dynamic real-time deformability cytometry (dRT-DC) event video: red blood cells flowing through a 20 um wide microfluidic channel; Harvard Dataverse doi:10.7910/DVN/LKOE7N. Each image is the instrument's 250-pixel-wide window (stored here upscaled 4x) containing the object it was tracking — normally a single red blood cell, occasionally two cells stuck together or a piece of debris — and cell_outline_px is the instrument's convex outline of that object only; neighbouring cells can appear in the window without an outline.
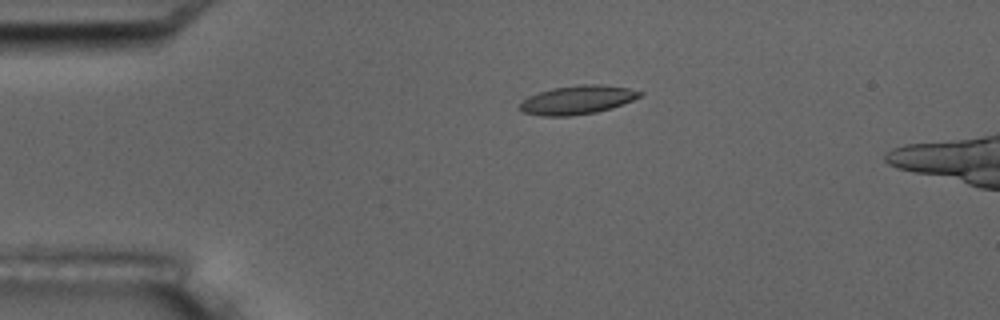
{"species": "common noctule bat (a hibernating species)", "species_latin": "Nyctalus noctula", "temperature_condition": "room temperature", "stored_images_in_passage": 5, "camera_frame_rate_fps": 3000, "um_per_image_px": 0.085, "animal": {"sex": "male", "body_mass_g": 17.5, "forearm_length_mm": 52.3}, "frame": {"image": 1, "passage_image": 4, "time_ms": 3.333, "image_size_px": [1000, 320], "cell_outline_px": [[644, 92], [640, 96], [632, 100], [612, 108], [596, 112], [568, 116], [544, 116], [524, 112], [520, 108], [520, 104], [528, 96], [552, 88], [580, 84], [600, 84], [628, 88]], "centroid_in_image_um": [49.09, 8.48], "position_along_channel_um": 35.9, "area_um2": 19.88}}